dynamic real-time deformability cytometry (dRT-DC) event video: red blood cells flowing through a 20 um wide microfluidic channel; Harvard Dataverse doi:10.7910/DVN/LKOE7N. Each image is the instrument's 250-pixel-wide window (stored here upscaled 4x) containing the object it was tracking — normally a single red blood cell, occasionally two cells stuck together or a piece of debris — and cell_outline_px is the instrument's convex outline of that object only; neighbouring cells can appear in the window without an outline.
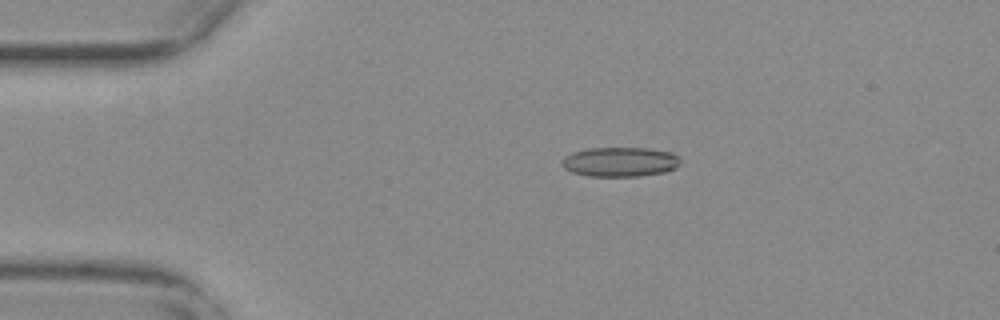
{"species": "common noctule bat (a hibernating species)", "species_latin": "Nyctalus noctula", "temperature_condition": "warm", "stored_images_in_passage": 55, "camera_frame_rate_fps": 3000, "um_per_image_px": 0.085, "animal": {"sex": "female", "body_mass_g": 29.2, "forearm_length_mm": 56.3}, "frame": {"image": 1, "passage_image": 12, "time_ms": 3.667, "image_size_px": [1000, 320], "cell_outline_px": [[680, 164], [676, 168], [664, 172], [636, 176], [588, 176], [572, 172], [564, 168], [560, 164], [564, 156], [572, 152], [588, 148], [648, 148], [672, 152], [680, 156]], "centroid_in_image_um": [52.7, 13.75], "position_along_channel_um": 32.3, "area_um2": 20.58}}
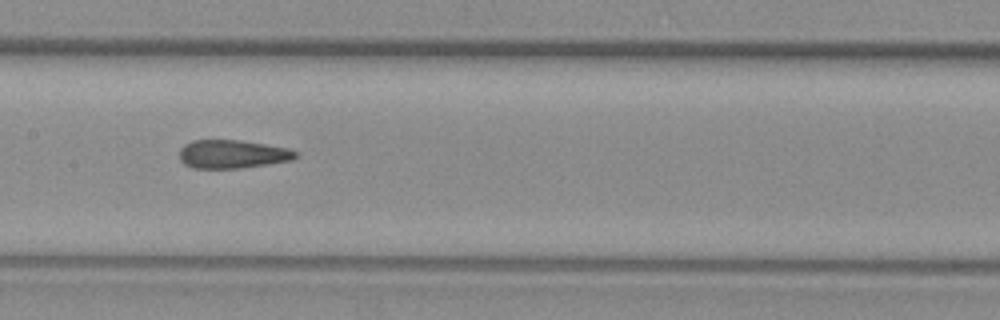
{"frame": {"image": 2, "passage_image": 28, "time_ms": 9.0, "image_size_px": [1000, 320], "cell_outline_px": [[296, 156], [292, 160], [268, 164], [240, 168], [192, 168], [184, 164], [180, 160], [180, 148], [184, 144], [192, 140], [240, 140], [288, 148], [296, 152]], "centroid_in_image_um": [19.71, 13.1], "position_along_channel_um": 187.7, "area_um2": 19.19}}
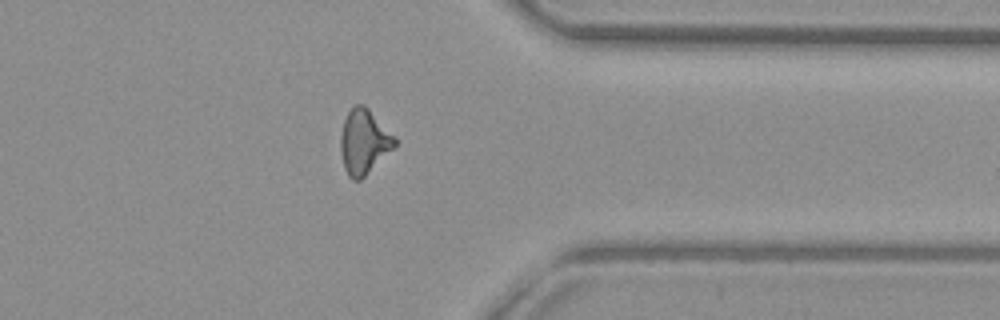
{"frame": {"image": 3, "passage_image": 44, "time_ms": 14.333, "image_size_px": [1000, 320], "cell_outline_px": [[396, 144], [360, 180], [352, 180], [348, 176], [344, 168], [340, 152], [340, 136], [344, 120], [348, 112], [356, 104], [364, 104], [396, 136]], "centroid_in_image_um": [30.91, 12.03], "position_along_channel_um": 380.5, "area_um2": 20.23}, "authors_computed_cell_mechanics": {"area_um2": 19.8254, "velocity_mm_per_s": 3.7943, "shape_relaxation_time_tau1_ms": null, "shape_relaxation_time_tau2_ms": 1.3502, "deformation_change_tau1": null, "deformation_change_tau2": 0.0999}}